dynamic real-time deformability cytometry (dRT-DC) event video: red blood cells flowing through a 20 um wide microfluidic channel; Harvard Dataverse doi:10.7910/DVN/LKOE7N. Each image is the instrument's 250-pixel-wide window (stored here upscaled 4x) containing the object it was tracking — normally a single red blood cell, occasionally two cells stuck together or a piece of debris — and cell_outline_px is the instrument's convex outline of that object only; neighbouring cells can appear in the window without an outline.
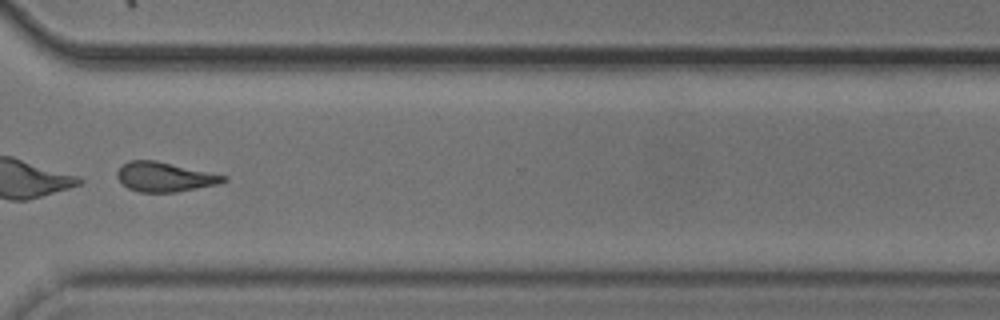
{"species": "common noctule bat (a hibernating species)", "species_latin": "Nyctalus noctula", "temperature_condition": "cold", "stored_images_in_passage": 41, "camera_frame_rate_fps": 3000, "um_per_image_px": 0.085, "animal": {"sex": "male", "body_mass_g": 20.5, "forearm_length_mm": 52.5}, "frame": {"image": 1, "passage_image": 30, "time_ms": 9.667, "image_size_px": [1000, 320], "cell_outline_px": [[228, 180], [216, 184], [176, 192], [140, 192], [128, 188], [116, 176], [116, 172], [128, 160], [156, 160], [228, 176]], "centroid_in_image_um": [13.99, 15.03], "position_along_channel_um": 356.6, "area_um2": 18.15}, "authors_computed_cell_mechanics": {"area_um2": 19.1896, "velocity_mm_per_s": 3.7201, "shape_relaxation_time_tau1_ms": 1.0013, "shape_relaxation_time_tau2_ms": 3.6427, "deformation_change_tau1": 0.2417, "deformation_change_tau2": 0.1393}}